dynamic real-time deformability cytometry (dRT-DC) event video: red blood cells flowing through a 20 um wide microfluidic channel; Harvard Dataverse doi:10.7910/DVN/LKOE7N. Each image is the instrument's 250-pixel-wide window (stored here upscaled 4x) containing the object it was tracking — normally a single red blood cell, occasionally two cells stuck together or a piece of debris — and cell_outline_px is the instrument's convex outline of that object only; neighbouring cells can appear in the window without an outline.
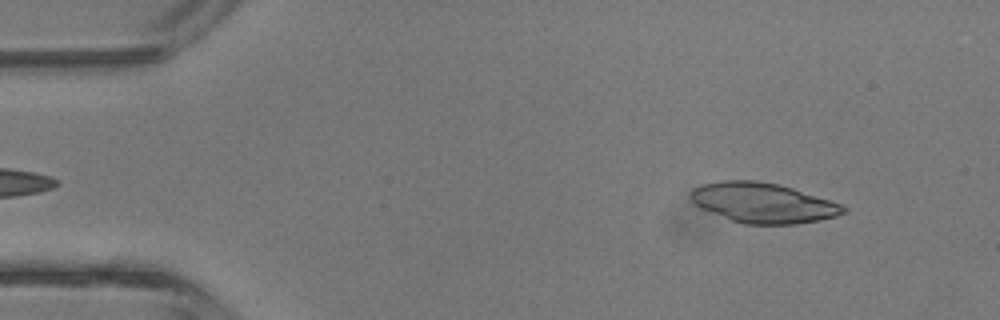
{"species": "common noctule bat (a hibernating species)", "species_latin": "Nyctalus noctula", "temperature_condition": "room temperature", "stored_images_in_passage": 41, "camera_frame_rate_fps": 3000, "um_per_image_px": 0.085, "animal": {"sex": "male", "body_mass_g": 13.3}, "frame": {"image": 1, "passage_image": 3, "time_ms": 0.667, "image_size_px": [1000, 320], "cell_outline_px": [[848, 212], [836, 216], [820, 220], [796, 224], [744, 224], [732, 220], [704, 208], [696, 204], [688, 196], [688, 192], [692, 188], [704, 184], [720, 180], [756, 180], [780, 184], [840, 204], [848, 208]], "centroid_in_image_um": [64.86, 17.23], "position_along_channel_um": 20.1, "area_um2": 35.37}}